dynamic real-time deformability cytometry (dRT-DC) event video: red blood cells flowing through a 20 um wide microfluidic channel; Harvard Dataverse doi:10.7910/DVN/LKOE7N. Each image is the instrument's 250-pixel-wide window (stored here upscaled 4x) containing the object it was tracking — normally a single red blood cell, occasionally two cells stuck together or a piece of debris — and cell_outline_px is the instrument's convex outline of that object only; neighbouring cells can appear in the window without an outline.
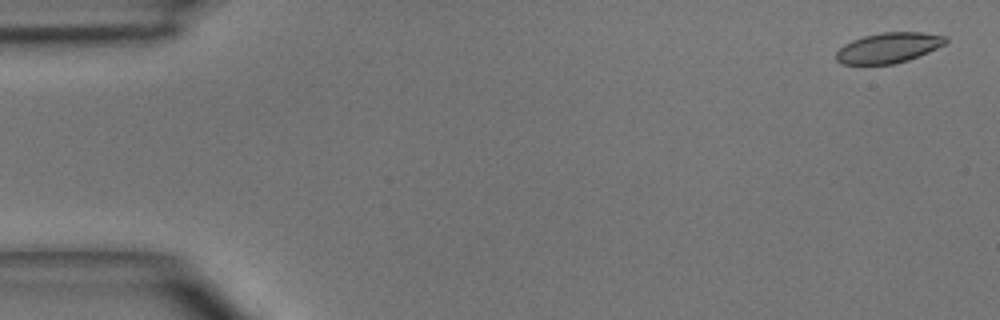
{"species": "common noctule bat (a hibernating species)", "species_latin": "Nyctalus noctula", "temperature_condition": "room temperature", "stored_images_in_passage": 5, "camera_frame_rate_fps": 3000, "um_per_image_px": 0.085, "animal": {"sex": "male", "body_mass_g": 15.6}, "frame": {"image": 1, "passage_image": 1, "time_ms": 0.0, "image_size_px": [1000, 320], "cell_outline_px": [[948, 40], [944, 44], [928, 52], [908, 60], [892, 64], [840, 64], [836, 60], [836, 52], [844, 44], [852, 40], [864, 36], [884, 32], [924, 32], [948, 36]], "centroid_in_image_um": [75.53, 4.05], "position_along_channel_um": 9.5, "area_um2": 19.31}}
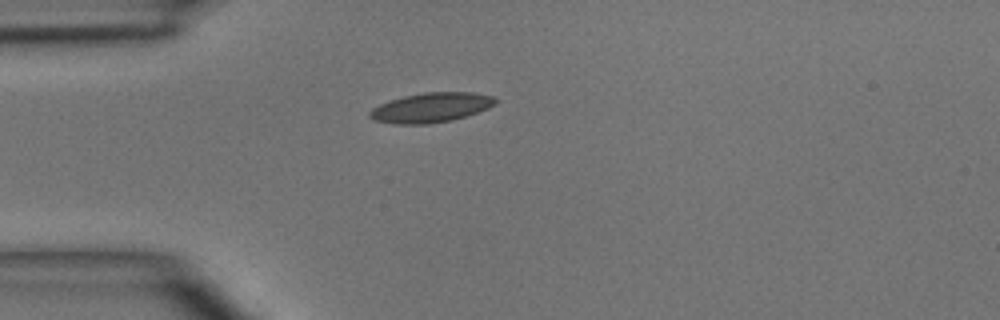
{"frame": {"image": 2, "passage_image": 4, "time_ms": 3.667, "image_size_px": [1000, 320], "cell_outline_px": [[496, 104], [488, 108], [452, 120], [428, 124], [392, 124], [372, 120], [368, 116], [368, 112], [372, 108], [388, 100], [404, 96], [424, 92], [472, 92], [492, 96], [496, 100]], "centroid_in_image_um": [36.57, 9.14], "position_along_channel_um": 48.4, "area_um2": 21.79}}